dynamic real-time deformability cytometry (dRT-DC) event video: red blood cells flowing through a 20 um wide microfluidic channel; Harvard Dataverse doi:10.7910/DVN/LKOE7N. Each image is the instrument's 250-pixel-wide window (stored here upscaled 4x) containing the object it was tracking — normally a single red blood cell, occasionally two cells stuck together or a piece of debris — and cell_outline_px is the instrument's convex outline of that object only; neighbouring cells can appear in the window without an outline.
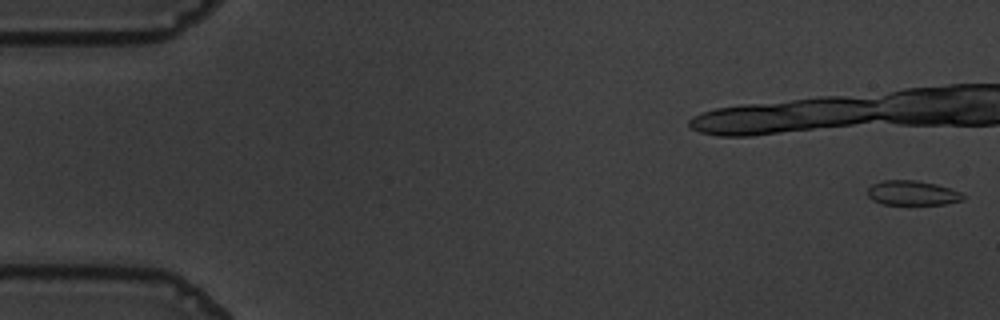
{"species": "common noctule bat (a hibernating species)", "species_latin": "Nyctalus noctula", "temperature_condition": "warm", "stored_images_in_passage": 20, "camera_frame_rate_fps": 3000, "um_per_image_px": 0.085, "animal": {"sex": "male", "body_mass_g": 19.5, "forearm_length_mm": 54.6}, "frame": {"image": 1, "passage_image": 1, "time_ms": 0.0, "image_size_px": [1000, 320], "cell_outline_px": [[964, 200], [944, 204], [884, 204], [872, 200], [868, 196], [868, 188], [872, 184], [884, 180], [916, 180], [936, 184], [960, 192], [964, 196]], "centroid_in_image_um": [77.54, 16.4], "position_along_channel_um": 7.5, "area_um2": 13.58}}